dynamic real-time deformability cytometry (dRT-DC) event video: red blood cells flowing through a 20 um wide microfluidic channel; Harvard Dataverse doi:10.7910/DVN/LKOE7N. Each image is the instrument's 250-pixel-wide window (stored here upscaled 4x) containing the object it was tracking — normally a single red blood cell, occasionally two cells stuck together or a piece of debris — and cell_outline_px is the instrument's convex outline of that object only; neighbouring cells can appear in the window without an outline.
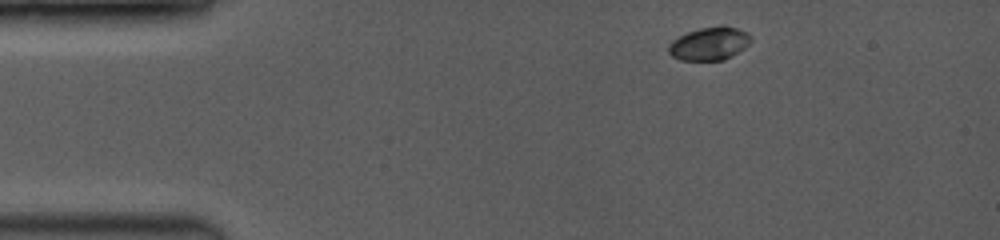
{"species": "common noctule bat (a hibernating species)", "species_latin": "Nyctalus noctula", "temperature_condition": "room temperature", "stored_images_in_passage": 4, "camera_frame_rate_fps": 3500, "um_per_image_px": 0.085, "animal": {"sex": "female", "body_mass_g": 19.0, "forearm_length_mm": 53.3}, "frame": {"image": 1, "passage_image": 1, "time_ms": 0.0, "image_size_px": [1000, 240], "cell_outline_px": [[752, 40], [744, 48], [732, 56], [724, 60], [680, 60], [672, 56], [668, 52], [668, 44], [672, 40], [688, 32], [700, 28], [724, 24], [748, 32], [752, 36]], "centroid_in_image_um": [60.32, 3.7], "position_along_channel_um": 24.7, "area_um2": 16.07}}
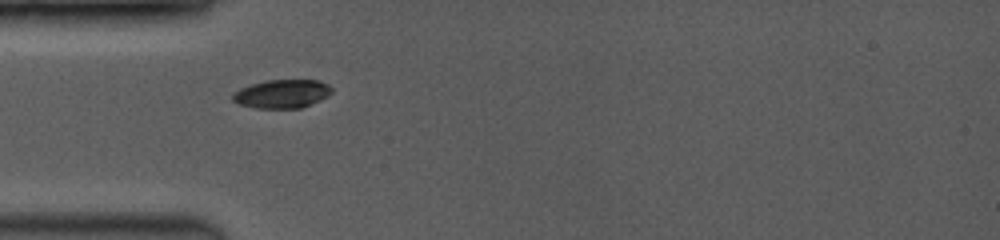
{"frame": {"image": 2, "passage_image": 3, "time_ms": 2.571, "image_size_px": [1000, 240], "cell_outline_px": [[332, 92], [328, 96], [320, 100], [300, 108], [256, 108], [240, 104], [232, 100], [232, 92], [240, 88], [264, 80], [316, 80], [328, 84], [332, 88]], "centroid_in_image_um": [23.96, 7.97], "position_along_channel_um": 61.0, "area_um2": 16.47}}
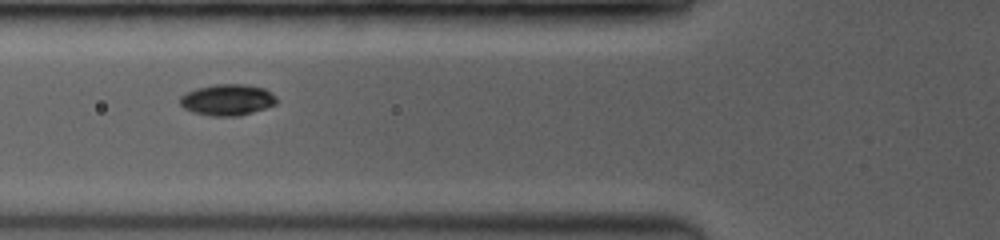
{"frame": {"image": 3, "passage_image": 4, "time_ms": 3.714, "image_size_px": [1000, 240], "cell_outline_px": [[276, 104], [240, 116], [212, 116], [192, 112], [184, 108], [180, 104], [180, 96], [196, 88], [216, 84], [244, 84], [264, 88], [276, 96]], "centroid_in_image_um": [19.32, 8.48], "position_along_channel_um": 106.5, "area_um2": 17.51}}